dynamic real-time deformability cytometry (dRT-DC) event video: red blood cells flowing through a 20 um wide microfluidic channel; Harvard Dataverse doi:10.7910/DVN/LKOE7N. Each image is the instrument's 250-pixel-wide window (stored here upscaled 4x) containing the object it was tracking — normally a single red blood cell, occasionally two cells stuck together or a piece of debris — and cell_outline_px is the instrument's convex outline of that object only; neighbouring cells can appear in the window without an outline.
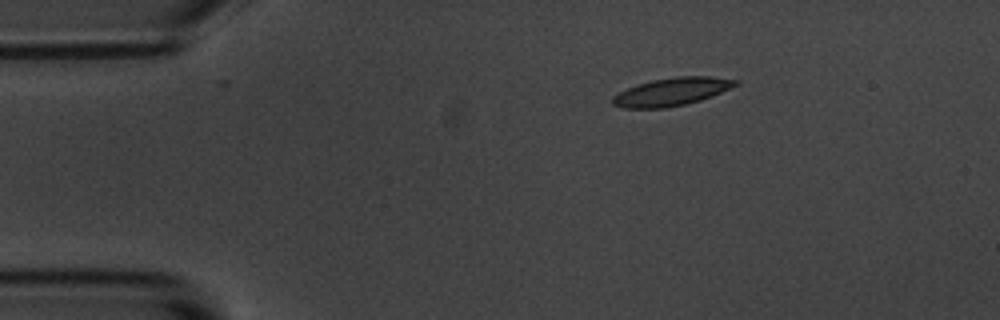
{"species": "common noctule bat (a hibernating species)", "species_latin": "Nyctalus noctula", "temperature_condition": "room temperature", "stored_images_in_passage": 7, "camera_frame_rate_fps": 3000, "um_per_image_px": 0.085, "animal": {"sex": "male", "body_mass_g": 20.1, "forearm_length_mm": 53.5}, "frame": {"image": 1, "passage_image": 1, "time_ms": 0.0, "image_size_px": [1000, 320], "cell_outline_px": [[740, 84], [712, 96], [700, 100], [684, 104], [664, 108], [624, 108], [612, 104], [612, 96], [636, 84], [652, 80], [676, 76], [708, 76], [740, 80]], "centroid_in_image_um": [57.11, 7.79], "position_along_channel_um": 27.9, "area_um2": 20.0}}
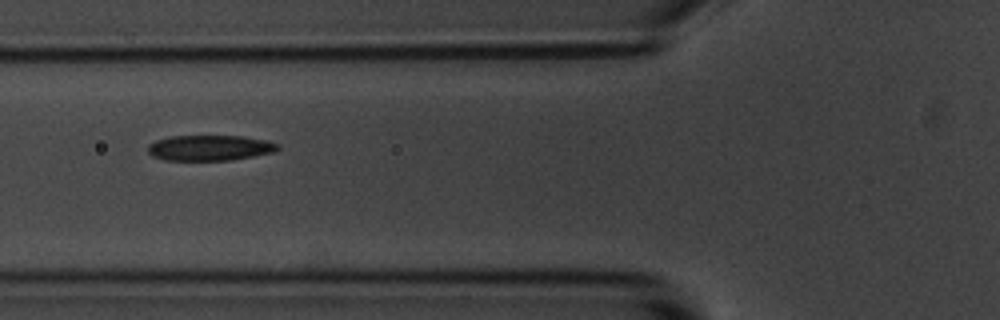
{"frame": {"image": 2, "passage_image": 4, "time_ms": 3.667, "image_size_px": [1000, 320], "cell_outline_px": [[280, 148], [272, 152], [252, 156], [228, 160], [164, 160], [152, 156], [148, 152], [148, 144], [156, 140], [172, 136], [244, 136], [264, 140], [280, 144]], "centroid_in_image_um": [17.8, 12.56], "position_along_channel_um": 108.0, "area_um2": 19.19}}
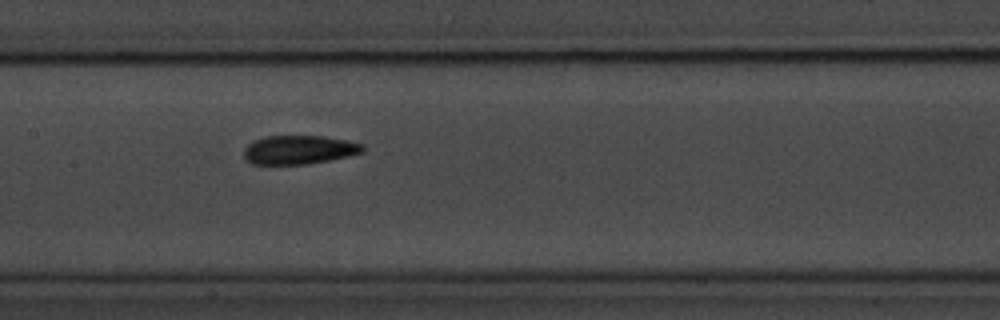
{"frame": {"image": 3, "passage_image": 6, "time_ms": 5.667, "image_size_px": [1000, 320], "cell_outline_px": [[364, 152], [348, 156], [308, 164], [252, 164], [244, 156], [244, 148], [252, 140], [264, 136], [324, 136], [364, 144]], "centroid_in_image_um": [25.4, 12.72], "position_along_channel_um": 182.0, "area_um2": 19.94}}